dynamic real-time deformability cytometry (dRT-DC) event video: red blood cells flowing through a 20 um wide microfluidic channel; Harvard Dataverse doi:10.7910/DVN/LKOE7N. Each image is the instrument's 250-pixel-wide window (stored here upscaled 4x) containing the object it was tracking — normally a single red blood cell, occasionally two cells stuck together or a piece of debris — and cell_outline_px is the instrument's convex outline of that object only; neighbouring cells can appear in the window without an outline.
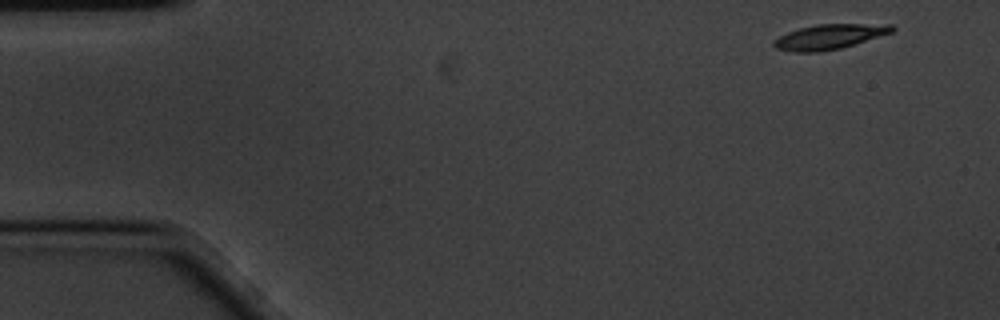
{"species": "common noctule bat (a hibernating species)", "species_latin": "Nyctalus noctula", "temperature_condition": "cold", "stored_images_in_passage": 55, "camera_frame_rate_fps": 3000, "um_per_image_px": 0.085, "animal": {"sex": "male", "body_mass_g": 20.1, "forearm_length_mm": 53.5}, "frame": {"image": 1, "passage_image": 1, "time_ms": 0.0, "image_size_px": [1000, 320], "cell_outline_px": [[896, 28], [892, 32], [840, 48], [820, 52], [796, 52], [776, 48], [772, 44], [772, 40], [788, 32], [800, 28], [816, 24], [892, 24]], "centroid_in_image_um": [70.48, 3.11], "position_along_channel_um": 14.5, "area_um2": 16.99}}
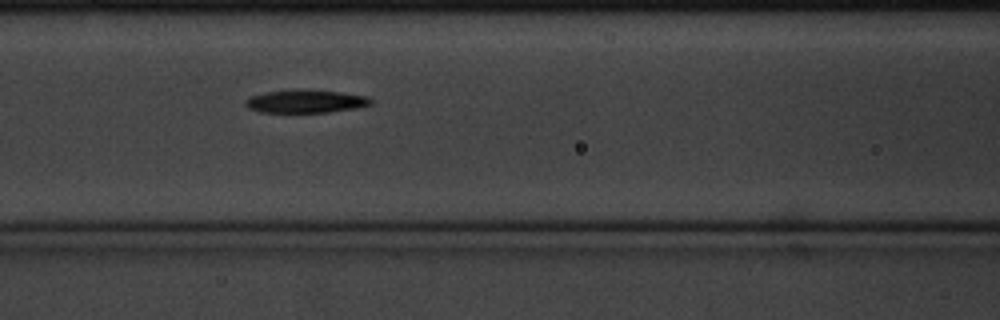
{"frame": {"image": 2, "passage_image": 21, "time_ms": 6.667, "image_size_px": [1000, 320], "cell_outline_px": [[372, 104], [356, 108], [328, 112], [260, 112], [248, 108], [244, 104], [244, 100], [248, 96], [268, 92], [296, 88], [340, 92], [368, 96], [372, 100]], "centroid_in_image_um": [25.95, 8.6], "position_along_channel_um": 140.7, "area_um2": 17.05}}
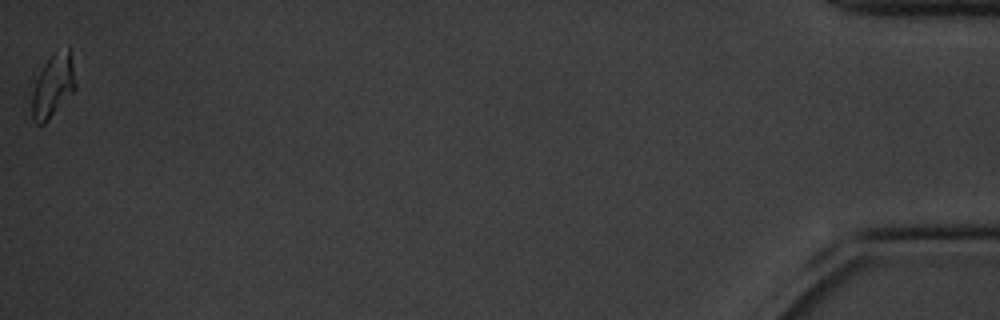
{"frame": {"image": 3, "passage_image": 55, "time_ms": 18.0, "image_size_px": [1000, 320], "cell_outline_px": [[76, 88], [48, 120], [44, 124], [36, 124], [32, 120], [32, 92], [36, 80], [44, 64], [52, 52], [56, 48], [68, 44], [76, 84]], "centroid_in_image_um": [4.5, 7.23], "position_along_channel_um": 430.7, "area_um2": 16.13}, "authors_computed_cell_mechanics": {"area_um2": 16.7042, "velocity_mm_per_s": 3.4217, "shape_relaxation_time_tau1_ms": 4.2105, "shape_relaxation_time_tau2_ms": 7.1215, "deformation_change_tau1": 0.165, "deformation_change_tau2": 0.1504}}